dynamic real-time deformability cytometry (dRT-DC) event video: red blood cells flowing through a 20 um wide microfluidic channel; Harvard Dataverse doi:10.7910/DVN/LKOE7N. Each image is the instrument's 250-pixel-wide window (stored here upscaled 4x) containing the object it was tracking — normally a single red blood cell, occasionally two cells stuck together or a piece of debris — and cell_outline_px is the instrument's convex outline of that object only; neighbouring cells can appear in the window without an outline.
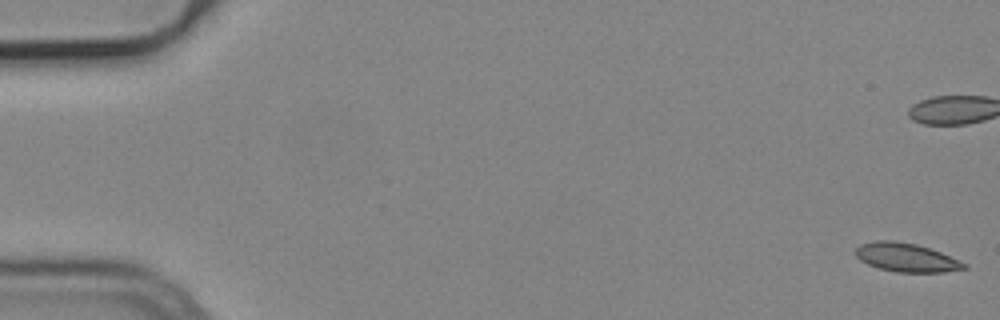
{"species": "common noctule bat (a hibernating species)", "species_latin": "Nyctalus noctula", "temperature_condition": "cold", "stored_images_in_passage": 12, "camera_frame_rate_fps": 3000, "um_per_image_px": 0.085, "animal": {"sex": "male", "body_mass_g": 19.2, "forearm_length_mm": 51.8}, "frame": {"image": 1, "passage_image": 1, "time_ms": 0.0, "image_size_px": [1000, 320], "cell_outline_px": [[968, 268], [944, 272], [896, 272], [880, 268], [868, 264], [860, 260], [856, 256], [856, 248], [860, 244], [876, 240], [892, 240], [916, 244], [940, 252], [968, 264]], "centroid_in_image_um": [77.04, 21.88], "position_along_channel_um": 8.0, "area_um2": 18.03}}